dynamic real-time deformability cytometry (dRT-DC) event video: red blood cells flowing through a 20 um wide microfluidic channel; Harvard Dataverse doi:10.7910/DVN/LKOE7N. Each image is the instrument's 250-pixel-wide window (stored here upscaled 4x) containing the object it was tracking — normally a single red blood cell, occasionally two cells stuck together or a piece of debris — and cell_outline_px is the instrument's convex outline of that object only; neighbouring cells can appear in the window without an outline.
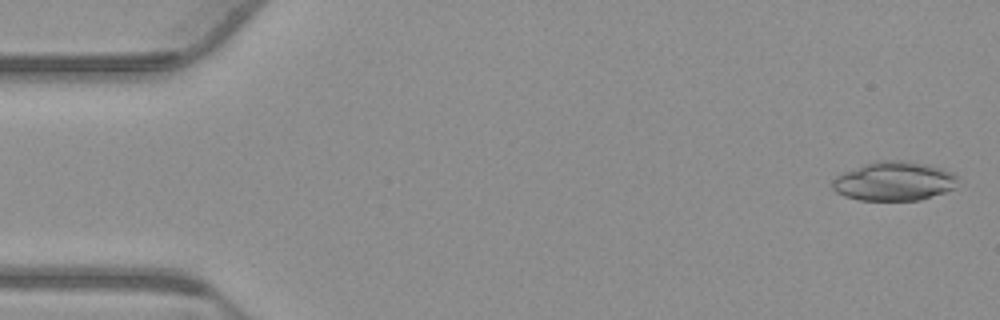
{"species": "common noctule bat (a hibernating species)", "species_latin": "Nyctalus noctula", "temperature_condition": "warm", "stored_images_in_passage": 42, "camera_frame_rate_fps": 3000, "um_per_image_px": 0.085, "animal": {"sex": "male", "body_mass_g": 23.1, "forearm_length_mm": 52.7}, "frame": {"image": 1, "passage_image": 2, "time_ms": 0.333, "image_size_px": [1000, 320], "cell_outline_px": [[960, 180], [952, 188], [944, 192], [920, 200], [860, 200], [844, 196], [836, 192], [832, 188], [832, 180], [836, 176], [844, 172], [864, 164], [876, 160], [900, 160], [928, 164], [952, 172]], "centroid_in_image_um": [75.98, 15.39], "position_along_channel_um": 9.0, "area_um2": 28.55}}
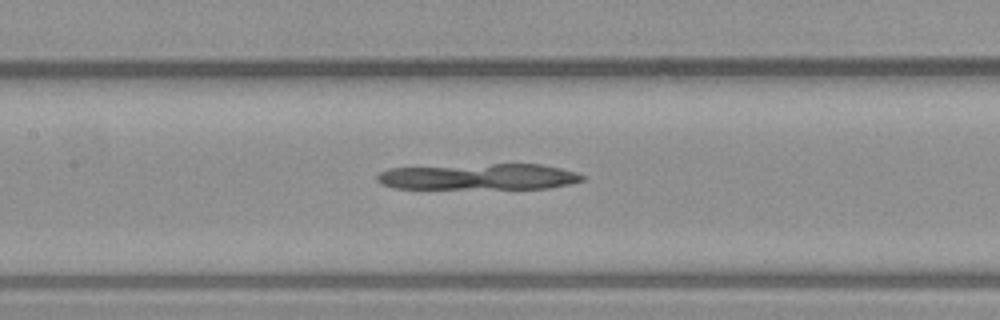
{"frame": {"image": 2, "passage_image": 25, "time_ms": 8.0, "image_size_px": [1000, 320], "cell_outline_px": [[584, 180], [568, 184], [548, 188], [392, 188], [380, 184], [376, 180], [376, 176], [380, 172], [388, 168], [492, 164], [540, 164], [560, 168], [576, 172], [584, 176]], "centroid_in_image_um": [40.67, 15.02], "position_along_channel_um": 166.7, "area_um2": 31.04}}